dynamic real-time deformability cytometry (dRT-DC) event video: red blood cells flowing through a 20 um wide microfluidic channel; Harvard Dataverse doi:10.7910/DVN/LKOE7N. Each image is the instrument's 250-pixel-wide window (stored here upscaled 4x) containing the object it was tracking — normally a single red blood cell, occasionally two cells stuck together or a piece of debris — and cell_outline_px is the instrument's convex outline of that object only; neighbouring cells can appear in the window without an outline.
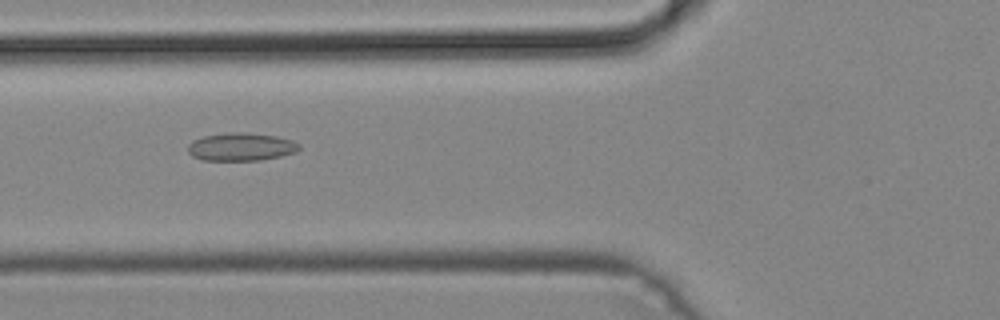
{"species": "common noctule bat (a hibernating species)", "species_latin": "Nyctalus noctula", "temperature_condition": "cold", "stored_images_in_passage": 46, "camera_frame_rate_fps": 3000, "um_per_image_px": 0.085, "animal": {"sex": "male", "body_mass_g": 19.2, "forearm_length_mm": 51.8}, "frame": {"image": 1, "passage_image": 16, "time_ms": 5.0, "image_size_px": [1000, 320], "cell_outline_px": [[300, 148], [296, 152], [280, 156], [260, 160], [200, 160], [192, 156], [188, 152], [188, 144], [192, 140], [204, 136], [228, 132], [244, 132], [276, 136], [292, 140], [300, 144]], "centroid_in_image_um": [20.47, 12.48], "position_along_channel_um": 105.3, "area_um2": 18.21}}
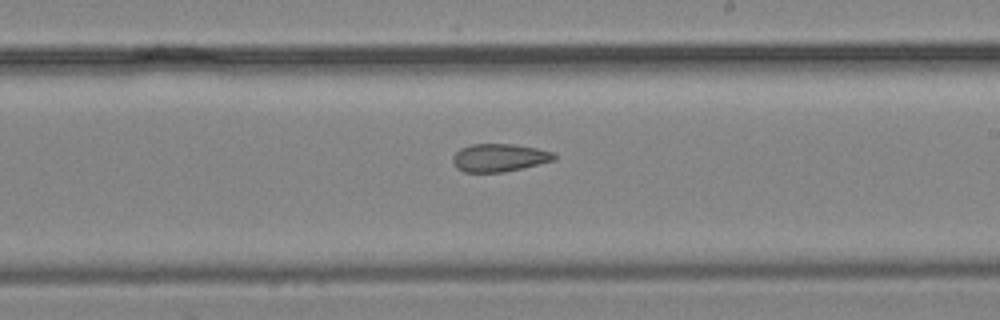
{"frame": {"image": 2, "passage_image": 26, "time_ms": 8.333, "image_size_px": [1000, 320], "cell_outline_px": [[556, 160], [504, 172], [464, 172], [456, 168], [452, 160], [452, 156], [460, 148], [472, 144], [516, 144], [556, 152]], "centroid_in_image_um": [42.45, 13.4], "position_along_channel_um": 246.6, "area_um2": 16.65}}
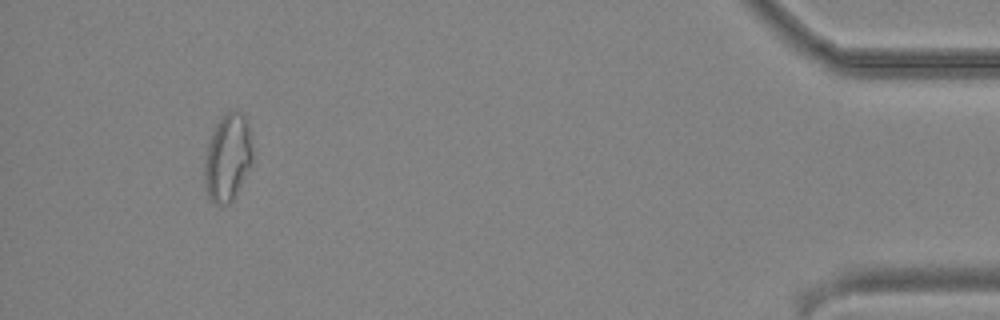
{"frame": {"image": 3, "passage_image": 43, "time_ms": 14.0, "image_size_px": [1000, 320], "cell_outline_px": [[256, 156], [236, 196], [228, 204], [216, 204], [208, 196], [204, 188], [204, 164], [208, 144], [212, 132], [220, 116], [228, 112], [240, 112], [248, 120]], "centroid_in_image_um": [19.4, 13.39], "position_along_channel_um": 415.8, "area_um2": 25.2}}